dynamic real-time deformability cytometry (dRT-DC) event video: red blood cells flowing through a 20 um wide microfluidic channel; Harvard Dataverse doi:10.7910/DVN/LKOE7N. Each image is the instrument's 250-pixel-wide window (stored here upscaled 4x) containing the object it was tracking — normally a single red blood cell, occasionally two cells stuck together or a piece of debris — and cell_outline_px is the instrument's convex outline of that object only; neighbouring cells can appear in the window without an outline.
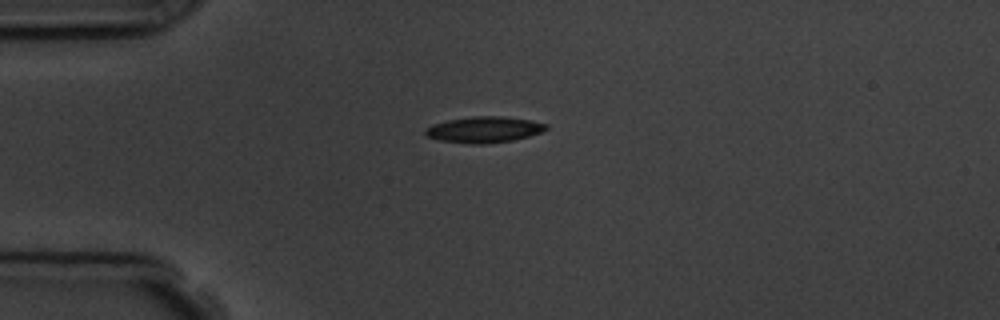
{"species": "common noctule bat (a hibernating species)", "species_latin": "Nyctalus noctula", "temperature_condition": "room temperature", "stored_images_in_passage": 5, "camera_frame_rate_fps": 3000, "um_per_image_px": 0.085, "animal": {"sex": "male", "body_mass_g": 19.5, "forearm_length_mm": 54.6}, "frame": {"image": 1, "passage_image": 3, "time_ms": 3.0, "image_size_px": [1000, 320], "cell_outline_px": [[548, 128], [540, 132], [528, 136], [512, 140], [484, 144], [472, 144], [440, 140], [428, 136], [424, 132], [424, 128], [432, 124], [448, 120], [472, 116], [500, 116], [528, 120], [548, 124]], "centroid_in_image_um": [41.12, 11.01], "position_along_channel_um": 43.9, "area_um2": 18.15}}